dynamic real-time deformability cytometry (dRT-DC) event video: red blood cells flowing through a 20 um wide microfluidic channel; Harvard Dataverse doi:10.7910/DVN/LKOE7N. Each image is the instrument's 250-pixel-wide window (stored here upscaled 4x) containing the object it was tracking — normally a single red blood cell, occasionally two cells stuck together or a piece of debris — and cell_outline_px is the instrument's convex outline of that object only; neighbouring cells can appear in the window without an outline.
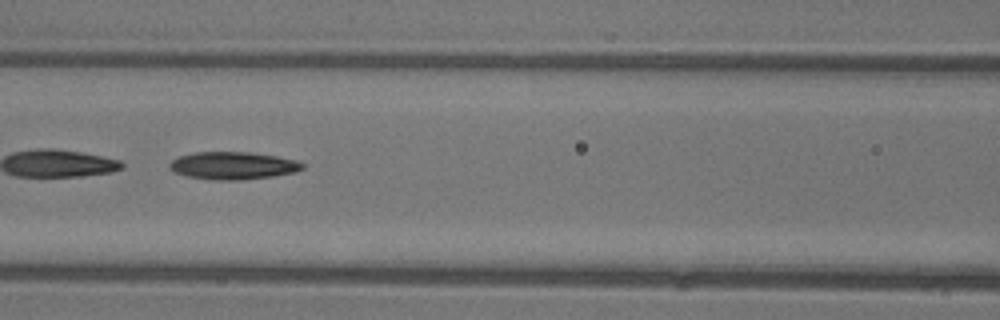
{"species": "common noctule bat (a hibernating species)", "species_latin": "Nyctalus noctula", "temperature_condition": "warm", "stored_images_in_passage": 29, "camera_frame_rate_fps": 3000, "um_per_image_px": 0.085, "animal": {"sex": "female"}, "frame": {"image": 1, "passage_image": 7, "time_ms": 2.0, "image_size_px": [1000, 320], "cell_outline_px": [[304, 168], [296, 172], [272, 176], [240, 180], [216, 180], [188, 176], [176, 172], [168, 168], [168, 164], [172, 160], [180, 156], [196, 152], [252, 152], [276, 156], [296, 160], [304, 164]], "centroid_in_image_um": [19.82, 14.07], "position_along_channel_um": 146.8, "area_um2": 21.27}}
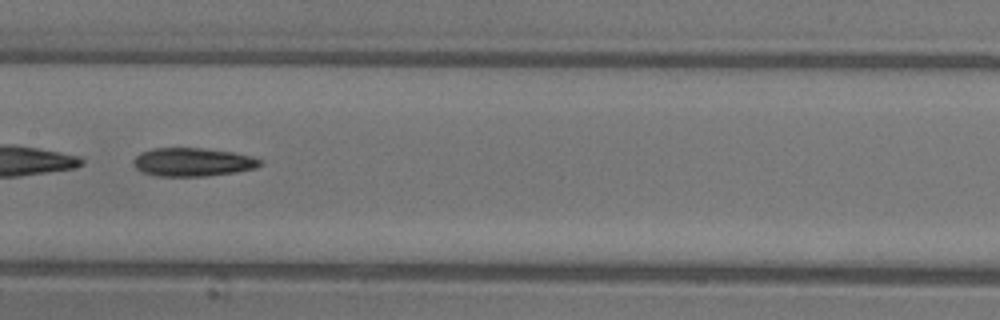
{"frame": {"image": 2, "passage_image": 10, "time_ms": 3.0, "image_size_px": [1000, 320], "cell_outline_px": [[264, 164], [256, 168], [236, 172], [208, 176], [156, 176], [144, 172], [136, 168], [132, 164], [132, 160], [140, 152], [152, 148], [200, 148], [232, 152], [252, 156], [264, 160]], "centroid_in_image_um": [16.4, 13.78], "position_along_channel_um": 191.0, "area_um2": 21.21}}
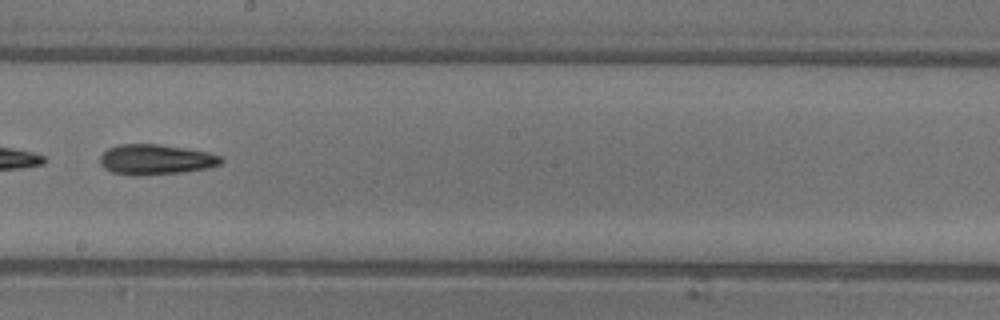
{"frame": {"image": 3, "passage_image": 13, "time_ms": 4.0, "image_size_px": [1000, 320], "cell_outline_px": [[224, 160], [220, 164], [208, 168], [180, 172], [136, 176], [132, 176], [112, 172], [104, 168], [100, 164], [100, 156], [108, 148], [120, 144], [160, 144], [188, 148], [208, 152], [224, 156]], "centroid_in_image_um": [13.26, 13.55], "position_along_channel_um": 234.9, "area_um2": 21.56}, "authors_computed_cell_mechanics": {"area_um2": 20.4612, "velocity_mm_per_s": 4.4167, "shape_relaxation_time_tau1_ms": 4.8941, "shape_relaxation_time_tau2_ms": null, "deformation_change_tau1": 0.1764, "deformation_change_tau2": null}}